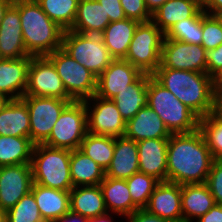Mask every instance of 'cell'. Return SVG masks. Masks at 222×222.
Here are the masks:
<instances>
[{"label":"cell","instance_id":"6da1fadb","mask_svg":"<svg viewBox=\"0 0 222 222\" xmlns=\"http://www.w3.org/2000/svg\"><path fill=\"white\" fill-rule=\"evenodd\" d=\"M214 160L199 129L171 134L167 147V181L179 185L205 183Z\"/></svg>","mask_w":222,"mask_h":222},{"label":"cell","instance_id":"7a4b0ae2","mask_svg":"<svg viewBox=\"0 0 222 222\" xmlns=\"http://www.w3.org/2000/svg\"><path fill=\"white\" fill-rule=\"evenodd\" d=\"M152 77L199 118L214 112L215 95L207 73L158 67Z\"/></svg>","mask_w":222,"mask_h":222},{"label":"cell","instance_id":"3957f363","mask_svg":"<svg viewBox=\"0 0 222 222\" xmlns=\"http://www.w3.org/2000/svg\"><path fill=\"white\" fill-rule=\"evenodd\" d=\"M19 10L23 42L30 56H47L62 48L64 30L42 10L36 0H13Z\"/></svg>","mask_w":222,"mask_h":222},{"label":"cell","instance_id":"277c9868","mask_svg":"<svg viewBox=\"0 0 222 222\" xmlns=\"http://www.w3.org/2000/svg\"><path fill=\"white\" fill-rule=\"evenodd\" d=\"M70 157L71 150L54 148L43 143L35 144L31 158L33 183L47 188L70 191L73 188Z\"/></svg>","mask_w":222,"mask_h":222},{"label":"cell","instance_id":"5b68a950","mask_svg":"<svg viewBox=\"0 0 222 222\" xmlns=\"http://www.w3.org/2000/svg\"><path fill=\"white\" fill-rule=\"evenodd\" d=\"M147 92V105L158 114L171 134L192 133L199 129V117L152 76Z\"/></svg>","mask_w":222,"mask_h":222},{"label":"cell","instance_id":"8992f818","mask_svg":"<svg viewBox=\"0 0 222 222\" xmlns=\"http://www.w3.org/2000/svg\"><path fill=\"white\" fill-rule=\"evenodd\" d=\"M164 38L165 34L152 20L139 23L124 60L142 73L152 75L161 64Z\"/></svg>","mask_w":222,"mask_h":222},{"label":"cell","instance_id":"52a82bcc","mask_svg":"<svg viewBox=\"0 0 222 222\" xmlns=\"http://www.w3.org/2000/svg\"><path fill=\"white\" fill-rule=\"evenodd\" d=\"M62 49L98 77L114 60L101 35L81 34L66 30Z\"/></svg>","mask_w":222,"mask_h":222},{"label":"cell","instance_id":"ba28073f","mask_svg":"<svg viewBox=\"0 0 222 222\" xmlns=\"http://www.w3.org/2000/svg\"><path fill=\"white\" fill-rule=\"evenodd\" d=\"M47 57L53 62L65 90L74 101H84L96 94L97 77L62 48Z\"/></svg>","mask_w":222,"mask_h":222},{"label":"cell","instance_id":"9c48e42d","mask_svg":"<svg viewBox=\"0 0 222 222\" xmlns=\"http://www.w3.org/2000/svg\"><path fill=\"white\" fill-rule=\"evenodd\" d=\"M87 132L85 103L84 101H73L63 109L43 144L72 151L80 148Z\"/></svg>","mask_w":222,"mask_h":222},{"label":"cell","instance_id":"30bf717a","mask_svg":"<svg viewBox=\"0 0 222 222\" xmlns=\"http://www.w3.org/2000/svg\"><path fill=\"white\" fill-rule=\"evenodd\" d=\"M28 107L30 117V140L43 143L50 135L63 109L74 100L24 95L21 98Z\"/></svg>","mask_w":222,"mask_h":222},{"label":"cell","instance_id":"8fae6325","mask_svg":"<svg viewBox=\"0 0 222 222\" xmlns=\"http://www.w3.org/2000/svg\"><path fill=\"white\" fill-rule=\"evenodd\" d=\"M24 95L73 100L65 90L53 62L47 56L31 58Z\"/></svg>","mask_w":222,"mask_h":222},{"label":"cell","instance_id":"7c38bea8","mask_svg":"<svg viewBox=\"0 0 222 222\" xmlns=\"http://www.w3.org/2000/svg\"><path fill=\"white\" fill-rule=\"evenodd\" d=\"M84 103L89 133L112 137L125 135L126 122L112 99L93 95L84 100Z\"/></svg>","mask_w":222,"mask_h":222},{"label":"cell","instance_id":"4fadbf2b","mask_svg":"<svg viewBox=\"0 0 222 222\" xmlns=\"http://www.w3.org/2000/svg\"><path fill=\"white\" fill-rule=\"evenodd\" d=\"M206 55L202 45L164 39L159 67L207 73Z\"/></svg>","mask_w":222,"mask_h":222},{"label":"cell","instance_id":"5bb4252c","mask_svg":"<svg viewBox=\"0 0 222 222\" xmlns=\"http://www.w3.org/2000/svg\"><path fill=\"white\" fill-rule=\"evenodd\" d=\"M33 176L31 164L0 167V209L8 211L31 191Z\"/></svg>","mask_w":222,"mask_h":222},{"label":"cell","instance_id":"9a60e30c","mask_svg":"<svg viewBox=\"0 0 222 222\" xmlns=\"http://www.w3.org/2000/svg\"><path fill=\"white\" fill-rule=\"evenodd\" d=\"M143 73L124 59L113 62L97 77L96 96L113 99L119 91L134 83Z\"/></svg>","mask_w":222,"mask_h":222},{"label":"cell","instance_id":"2e32d148","mask_svg":"<svg viewBox=\"0 0 222 222\" xmlns=\"http://www.w3.org/2000/svg\"><path fill=\"white\" fill-rule=\"evenodd\" d=\"M144 209L171 222H183L181 185L169 181L159 182Z\"/></svg>","mask_w":222,"mask_h":222},{"label":"cell","instance_id":"e0dca14e","mask_svg":"<svg viewBox=\"0 0 222 222\" xmlns=\"http://www.w3.org/2000/svg\"><path fill=\"white\" fill-rule=\"evenodd\" d=\"M139 172L167 181L168 138L144 139L137 142Z\"/></svg>","mask_w":222,"mask_h":222},{"label":"cell","instance_id":"ac0fdd59","mask_svg":"<svg viewBox=\"0 0 222 222\" xmlns=\"http://www.w3.org/2000/svg\"><path fill=\"white\" fill-rule=\"evenodd\" d=\"M30 56L23 42L18 8L12 3L0 24V58L19 59Z\"/></svg>","mask_w":222,"mask_h":222},{"label":"cell","instance_id":"d6986e66","mask_svg":"<svg viewBox=\"0 0 222 222\" xmlns=\"http://www.w3.org/2000/svg\"><path fill=\"white\" fill-rule=\"evenodd\" d=\"M33 56L0 58V93L21 99L27 88L28 67Z\"/></svg>","mask_w":222,"mask_h":222},{"label":"cell","instance_id":"ffe728a7","mask_svg":"<svg viewBox=\"0 0 222 222\" xmlns=\"http://www.w3.org/2000/svg\"><path fill=\"white\" fill-rule=\"evenodd\" d=\"M171 133L158 114L148 105L126 123L125 136L136 142L144 139L169 138Z\"/></svg>","mask_w":222,"mask_h":222},{"label":"cell","instance_id":"44dd1931","mask_svg":"<svg viewBox=\"0 0 222 222\" xmlns=\"http://www.w3.org/2000/svg\"><path fill=\"white\" fill-rule=\"evenodd\" d=\"M139 172L137 142L124 136L115 137L114 155L105 171L106 177L128 179Z\"/></svg>","mask_w":222,"mask_h":222},{"label":"cell","instance_id":"7402d4cb","mask_svg":"<svg viewBox=\"0 0 222 222\" xmlns=\"http://www.w3.org/2000/svg\"><path fill=\"white\" fill-rule=\"evenodd\" d=\"M215 201L206 183L181 185L183 222H193L206 214Z\"/></svg>","mask_w":222,"mask_h":222},{"label":"cell","instance_id":"603a6c76","mask_svg":"<svg viewBox=\"0 0 222 222\" xmlns=\"http://www.w3.org/2000/svg\"><path fill=\"white\" fill-rule=\"evenodd\" d=\"M31 192L45 222H52L70 211V193L33 183Z\"/></svg>","mask_w":222,"mask_h":222},{"label":"cell","instance_id":"cb8c5ba5","mask_svg":"<svg viewBox=\"0 0 222 222\" xmlns=\"http://www.w3.org/2000/svg\"><path fill=\"white\" fill-rule=\"evenodd\" d=\"M201 10V0H167L152 14V21L165 34L171 26L195 17Z\"/></svg>","mask_w":222,"mask_h":222},{"label":"cell","instance_id":"d4e9b609","mask_svg":"<svg viewBox=\"0 0 222 222\" xmlns=\"http://www.w3.org/2000/svg\"><path fill=\"white\" fill-rule=\"evenodd\" d=\"M108 212L114 215L128 216L139 208L133 203L125 179L106 177L99 184Z\"/></svg>","mask_w":222,"mask_h":222},{"label":"cell","instance_id":"484cf974","mask_svg":"<svg viewBox=\"0 0 222 222\" xmlns=\"http://www.w3.org/2000/svg\"><path fill=\"white\" fill-rule=\"evenodd\" d=\"M109 23L108 15L97 0H80L70 30L81 34L101 35Z\"/></svg>","mask_w":222,"mask_h":222},{"label":"cell","instance_id":"4316f807","mask_svg":"<svg viewBox=\"0 0 222 222\" xmlns=\"http://www.w3.org/2000/svg\"><path fill=\"white\" fill-rule=\"evenodd\" d=\"M152 75L143 73L134 83L127 86V88L119 91L112 99L127 123L133 118L136 113L147 106L148 100V80Z\"/></svg>","mask_w":222,"mask_h":222},{"label":"cell","instance_id":"83f0119b","mask_svg":"<svg viewBox=\"0 0 222 222\" xmlns=\"http://www.w3.org/2000/svg\"><path fill=\"white\" fill-rule=\"evenodd\" d=\"M70 210L84 217H96L108 212L100 185L73 187Z\"/></svg>","mask_w":222,"mask_h":222},{"label":"cell","instance_id":"f1b7e54d","mask_svg":"<svg viewBox=\"0 0 222 222\" xmlns=\"http://www.w3.org/2000/svg\"><path fill=\"white\" fill-rule=\"evenodd\" d=\"M139 22L132 19L110 22L101 34L104 44L114 59H125Z\"/></svg>","mask_w":222,"mask_h":222},{"label":"cell","instance_id":"f546056e","mask_svg":"<svg viewBox=\"0 0 222 222\" xmlns=\"http://www.w3.org/2000/svg\"><path fill=\"white\" fill-rule=\"evenodd\" d=\"M0 135L30 138L28 107L22 99H11L0 112Z\"/></svg>","mask_w":222,"mask_h":222},{"label":"cell","instance_id":"4dcf8cb0","mask_svg":"<svg viewBox=\"0 0 222 222\" xmlns=\"http://www.w3.org/2000/svg\"><path fill=\"white\" fill-rule=\"evenodd\" d=\"M70 176L73 187L99 185L105 170L80 149L71 151Z\"/></svg>","mask_w":222,"mask_h":222},{"label":"cell","instance_id":"1f68e13d","mask_svg":"<svg viewBox=\"0 0 222 222\" xmlns=\"http://www.w3.org/2000/svg\"><path fill=\"white\" fill-rule=\"evenodd\" d=\"M34 145L29 137L0 135V167L31 164Z\"/></svg>","mask_w":222,"mask_h":222},{"label":"cell","instance_id":"d6a6232c","mask_svg":"<svg viewBox=\"0 0 222 222\" xmlns=\"http://www.w3.org/2000/svg\"><path fill=\"white\" fill-rule=\"evenodd\" d=\"M114 147L115 137L87 132L79 149L106 171L114 155Z\"/></svg>","mask_w":222,"mask_h":222},{"label":"cell","instance_id":"836d02e7","mask_svg":"<svg viewBox=\"0 0 222 222\" xmlns=\"http://www.w3.org/2000/svg\"><path fill=\"white\" fill-rule=\"evenodd\" d=\"M80 0H36L42 10L64 31L74 24Z\"/></svg>","mask_w":222,"mask_h":222},{"label":"cell","instance_id":"e575fe53","mask_svg":"<svg viewBox=\"0 0 222 222\" xmlns=\"http://www.w3.org/2000/svg\"><path fill=\"white\" fill-rule=\"evenodd\" d=\"M202 35L201 10L195 17L181 20L171 26L165 33L164 39H174L184 43L201 45Z\"/></svg>","mask_w":222,"mask_h":222},{"label":"cell","instance_id":"d590c367","mask_svg":"<svg viewBox=\"0 0 222 222\" xmlns=\"http://www.w3.org/2000/svg\"><path fill=\"white\" fill-rule=\"evenodd\" d=\"M199 130L215 160H222V118L214 112L199 118Z\"/></svg>","mask_w":222,"mask_h":222},{"label":"cell","instance_id":"8d00e7d4","mask_svg":"<svg viewBox=\"0 0 222 222\" xmlns=\"http://www.w3.org/2000/svg\"><path fill=\"white\" fill-rule=\"evenodd\" d=\"M125 180L133 203L139 209H144L159 181L142 172H136Z\"/></svg>","mask_w":222,"mask_h":222},{"label":"cell","instance_id":"74e56055","mask_svg":"<svg viewBox=\"0 0 222 222\" xmlns=\"http://www.w3.org/2000/svg\"><path fill=\"white\" fill-rule=\"evenodd\" d=\"M6 217L7 222H45L31 191L6 211Z\"/></svg>","mask_w":222,"mask_h":222},{"label":"cell","instance_id":"f35d334b","mask_svg":"<svg viewBox=\"0 0 222 222\" xmlns=\"http://www.w3.org/2000/svg\"><path fill=\"white\" fill-rule=\"evenodd\" d=\"M202 42L206 51L215 49L222 44V26L214 15L202 10Z\"/></svg>","mask_w":222,"mask_h":222},{"label":"cell","instance_id":"ab89813d","mask_svg":"<svg viewBox=\"0 0 222 222\" xmlns=\"http://www.w3.org/2000/svg\"><path fill=\"white\" fill-rule=\"evenodd\" d=\"M205 183L215 203L222 205V160L213 161Z\"/></svg>","mask_w":222,"mask_h":222},{"label":"cell","instance_id":"60d3db41","mask_svg":"<svg viewBox=\"0 0 222 222\" xmlns=\"http://www.w3.org/2000/svg\"><path fill=\"white\" fill-rule=\"evenodd\" d=\"M122 9L128 19L139 23H145L152 20V15L147 10L144 0H120Z\"/></svg>","mask_w":222,"mask_h":222},{"label":"cell","instance_id":"b9f144b4","mask_svg":"<svg viewBox=\"0 0 222 222\" xmlns=\"http://www.w3.org/2000/svg\"><path fill=\"white\" fill-rule=\"evenodd\" d=\"M104 8L110 22L126 19L120 0H97Z\"/></svg>","mask_w":222,"mask_h":222},{"label":"cell","instance_id":"7bdbcfd3","mask_svg":"<svg viewBox=\"0 0 222 222\" xmlns=\"http://www.w3.org/2000/svg\"><path fill=\"white\" fill-rule=\"evenodd\" d=\"M124 219L128 222H171L148 212L146 209H138L132 214L125 216Z\"/></svg>","mask_w":222,"mask_h":222},{"label":"cell","instance_id":"ee69618b","mask_svg":"<svg viewBox=\"0 0 222 222\" xmlns=\"http://www.w3.org/2000/svg\"><path fill=\"white\" fill-rule=\"evenodd\" d=\"M207 74L212 75L217 69L222 67V44L215 49L207 51Z\"/></svg>","mask_w":222,"mask_h":222},{"label":"cell","instance_id":"f6af8a7d","mask_svg":"<svg viewBox=\"0 0 222 222\" xmlns=\"http://www.w3.org/2000/svg\"><path fill=\"white\" fill-rule=\"evenodd\" d=\"M194 222H222V205L215 204L206 214Z\"/></svg>","mask_w":222,"mask_h":222},{"label":"cell","instance_id":"bcb514c9","mask_svg":"<svg viewBox=\"0 0 222 222\" xmlns=\"http://www.w3.org/2000/svg\"><path fill=\"white\" fill-rule=\"evenodd\" d=\"M201 7L207 14L214 15L222 11V0H201Z\"/></svg>","mask_w":222,"mask_h":222},{"label":"cell","instance_id":"7dc6e473","mask_svg":"<svg viewBox=\"0 0 222 222\" xmlns=\"http://www.w3.org/2000/svg\"><path fill=\"white\" fill-rule=\"evenodd\" d=\"M211 81H212V88H213L214 95L222 91V67L217 69L211 75Z\"/></svg>","mask_w":222,"mask_h":222},{"label":"cell","instance_id":"c3c4849f","mask_svg":"<svg viewBox=\"0 0 222 222\" xmlns=\"http://www.w3.org/2000/svg\"><path fill=\"white\" fill-rule=\"evenodd\" d=\"M84 216L74 213L71 210L66 213L64 216L60 217L59 219H56L52 222H85Z\"/></svg>","mask_w":222,"mask_h":222},{"label":"cell","instance_id":"681fc988","mask_svg":"<svg viewBox=\"0 0 222 222\" xmlns=\"http://www.w3.org/2000/svg\"><path fill=\"white\" fill-rule=\"evenodd\" d=\"M167 0H144L147 10L152 15L159 9Z\"/></svg>","mask_w":222,"mask_h":222},{"label":"cell","instance_id":"f907efd6","mask_svg":"<svg viewBox=\"0 0 222 222\" xmlns=\"http://www.w3.org/2000/svg\"><path fill=\"white\" fill-rule=\"evenodd\" d=\"M110 212H107L105 214L96 216V217H86L85 222H113L114 218L112 216L113 213L109 214Z\"/></svg>","mask_w":222,"mask_h":222},{"label":"cell","instance_id":"816d5d0a","mask_svg":"<svg viewBox=\"0 0 222 222\" xmlns=\"http://www.w3.org/2000/svg\"><path fill=\"white\" fill-rule=\"evenodd\" d=\"M214 113L222 118V91L215 94Z\"/></svg>","mask_w":222,"mask_h":222},{"label":"cell","instance_id":"f5cc1de1","mask_svg":"<svg viewBox=\"0 0 222 222\" xmlns=\"http://www.w3.org/2000/svg\"><path fill=\"white\" fill-rule=\"evenodd\" d=\"M13 3V0H0V24L3 19L5 11Z\"/></svg>","mask_w":222,"mask_h":222},{"label":"cell","instance_id":"db71d44e","mask_svg":"<svg viewBox=\"0 0 222 222\" xmlns=\"http://www.w3.org/2000/svg\"><path fill=\"white\" fill-rule=\"evenodd\" d=\"M11 99L3 93H0V112L6 107Z\"/></svg>","mask_w":222,"mask_h":222},{"label":"cell","instance_id":"11a10c76","mask_svg":"<svg viewBox=\"0 0 222 222\" xmlns=\"http://www.w3.org/2000/svg\"><path fill=\"white\" fill-rule=\"evenodd\" d=\"M0 222H7L6 211L0 209Z\"/></svg>","mask_w":222,"mask_h":222},{"label":"cell","instance_id":"9f6ffc18","mask_svg":"<svg viewBox=\"0 0 222 222\" xmlns=\"http://www.w3.org/2000/svg\"><path fill=\"white\" fill-rule=\"evenodd\" d=\"M214 16L217 18V20L220 22L222 26V11L215 13Z\"/></svg>","mask_w":222,"mask_h":222}]
</instances>
